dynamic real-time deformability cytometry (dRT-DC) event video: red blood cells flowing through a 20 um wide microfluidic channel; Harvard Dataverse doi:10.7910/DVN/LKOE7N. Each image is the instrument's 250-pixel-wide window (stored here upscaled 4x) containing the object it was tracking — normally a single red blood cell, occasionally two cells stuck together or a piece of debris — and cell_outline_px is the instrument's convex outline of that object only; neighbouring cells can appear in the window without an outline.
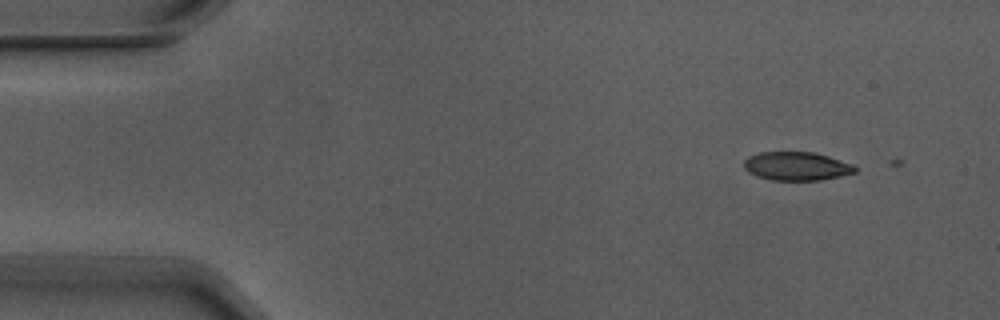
{"species": "Egyptian fruit bat (a non-hibernating species)", "species_latin": "Rousettus aegyptiacus", "temperature_condition": "warm", "stored_images_in_passage": 2, "camera_frame_rate_fps": 3000, "um_per_image_px": 0.085, "animal": {"sex": "male"}, "frame": {"image": 1, "passage_image": 1, "time_ms": 0.0, "image_size_px": [1000, 320], "cell_outline_px": [[856, 172], [840, 176], [820, 180], [772, 180], [756, 176], [748, 172], [744, 168], [744, 160], [748, 156], [760, 152], [812, 152], [828, 156], [852, 164], [856, 168]], "centroid_in_image_um": [67.68, 14.12], "position_along_channel_um": 17.3, "area_um2": 18.44}}